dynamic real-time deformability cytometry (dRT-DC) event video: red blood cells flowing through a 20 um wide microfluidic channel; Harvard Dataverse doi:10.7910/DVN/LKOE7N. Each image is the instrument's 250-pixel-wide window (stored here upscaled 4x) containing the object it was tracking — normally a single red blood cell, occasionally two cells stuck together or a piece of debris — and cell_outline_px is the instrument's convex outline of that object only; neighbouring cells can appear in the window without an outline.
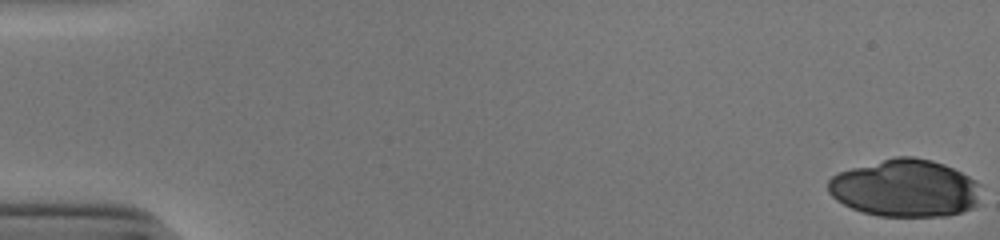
{"species": "human", "species_latin": "Homo sapiens", "temperature_condition": "cold", "stored_images_in_passage": 53, "camera_frame_rate_fps": 3000, "um_per_image_px": 0.085, "donor": {"sex": "male"}, "frame": {"image": 1, "passage_image": 1, "time_ms": 0.0, "image_size_px": [1000, 240], "cell_outline_px": [[980, 184], [976, 204], [972, 208], [960, 212], [944, 216], [880, 216], [864, 212], [852, 208], [836, 200], [828, 192], [828, 180], [832, 176], [840, 172], [852, 168], [896, 156], [912, 156], [932, 160], [944, 164], [976, 180]], "centroid_in_image_um": [76.93, 15.99], "position_along_channel_um": 8.1, "area_um2": 50.86}}